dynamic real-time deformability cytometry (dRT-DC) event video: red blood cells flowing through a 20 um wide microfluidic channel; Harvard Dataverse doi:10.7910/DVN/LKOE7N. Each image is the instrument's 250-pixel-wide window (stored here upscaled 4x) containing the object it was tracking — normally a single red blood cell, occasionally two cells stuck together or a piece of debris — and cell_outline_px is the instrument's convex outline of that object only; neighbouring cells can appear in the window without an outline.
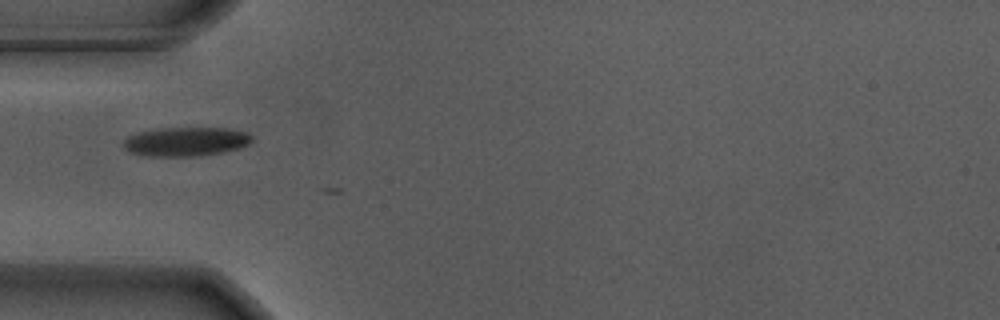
{"species": "Egyptian fruit bat (a non-hibernating species)", "species_latin": "Rousettus aegyptiacus", "temperature_condition": "warm", "stored_images_in_passage": 3, "camera_frame_rate_fps": 3000, "um_per_image_px": 0.085, "animal": {"sex": "male"}, "frame": {"image": 1, "passage_image": 1, "time_ms": 0.0, "image_size_px": [1000, 320], "cell_outline_px": [[252, 140], [248, 144], [240, 148], [200, 156], [148, 156], [128, 152], [124, 148], [124, 140], [128, 136], [140, 132], [164, 128], [228, 128], [248, 132], [252, 136]], "centroid_in_image_um": [15.81, 12.04], "position_along_channel_um": 69.2, "area_um2": 21.68}}